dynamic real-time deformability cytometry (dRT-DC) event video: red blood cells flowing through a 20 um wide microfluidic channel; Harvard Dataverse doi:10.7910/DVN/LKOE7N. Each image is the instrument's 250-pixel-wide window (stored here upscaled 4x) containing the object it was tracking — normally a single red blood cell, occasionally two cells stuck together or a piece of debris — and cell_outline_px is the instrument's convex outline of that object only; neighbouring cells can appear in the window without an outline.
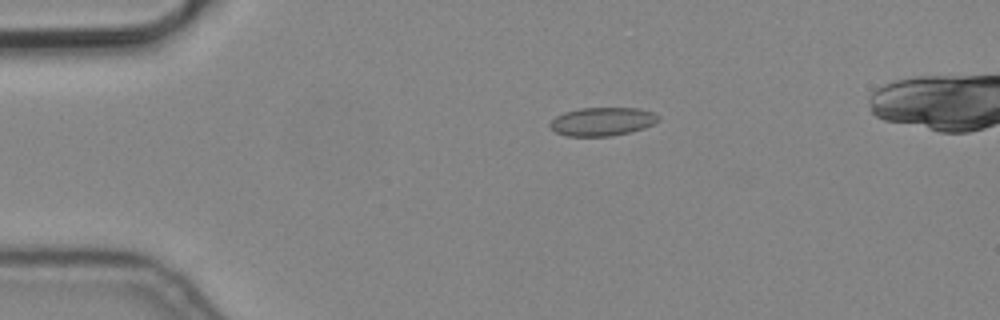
{"species": "common noctule bat (a hibernating species)", "species_latin": "Nyctalus noctula", "temperature_condition": "cold", "stored_images_in_passage": 7, "camera_frame_rate_fps": 3000, "um_per_image_px": 0.085, "animal": {"sex": "male", "body_mass_g": 19.2, "forearm_length_mm": 51.8}, "frame": {"image": 1, "passage_image": 3, "time_ms": 0.667, "image_size_px": [1000, 320], "cell_outline_px": [[660, 120], [644, 128], [632, 132], [612, 136], [568, 136], [556, 132], [548, 124], [556, 116], [564, 112], [580, 108], [640, 108], [652, 112], [660, 116]], "centroid_in_image_um": [51.22, 10.33], "position_along_channel_um": 33.8, "area_um2": 18.03}}
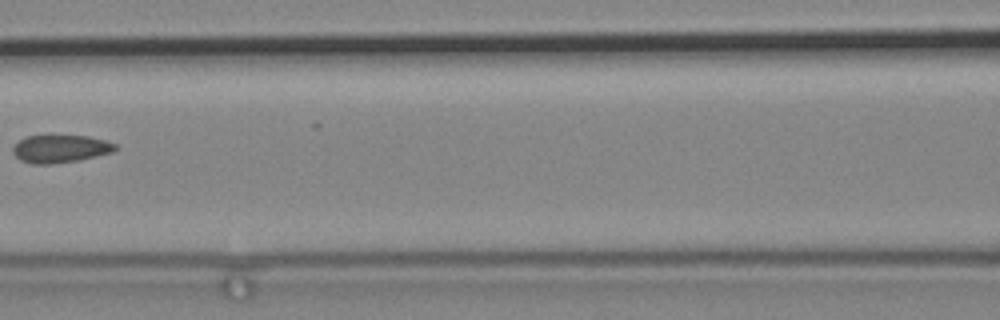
{"frame": {"image": 2, "passage_image": 6, "time_ms": 1.667, "image_size_px": [1000, 320], "cell_outline_px": [[116, 148], [112, 152], [80, 160], [52, 164], [32, 164], [20, 160], [12, 152], [12, 148], [20, 140], [28, 136], [88, 136], [104, 140], [116, 144]], "centroid_in_image_um": [5.12, 12.66], "position_along_channel_um": 161.5, "area_um2": 16.42}}
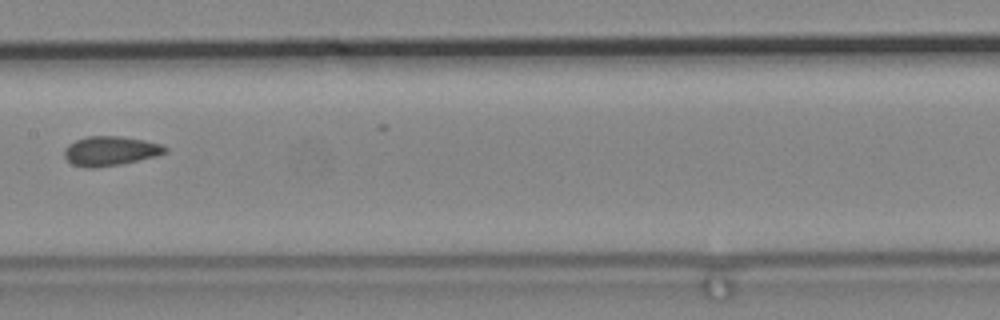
{"frame": {"image": 3, "passage_image": 7, "time_ms": 2.0, "image_size_px": [1000, 320], "cell_outline_px": [[168, 152], [156, 156], [120, 164], [96, 168], [84, 168], [72, 164], [64, 156], [64, 148], [68, 144], [76, 140], [88, 136], [120, 136], [144, 140], [164, 144], [168, 148]], "centroid_in_image_um": [9.39, 12.83], "position_along_channel_um": 198.0, "area_um2": 17.46}}